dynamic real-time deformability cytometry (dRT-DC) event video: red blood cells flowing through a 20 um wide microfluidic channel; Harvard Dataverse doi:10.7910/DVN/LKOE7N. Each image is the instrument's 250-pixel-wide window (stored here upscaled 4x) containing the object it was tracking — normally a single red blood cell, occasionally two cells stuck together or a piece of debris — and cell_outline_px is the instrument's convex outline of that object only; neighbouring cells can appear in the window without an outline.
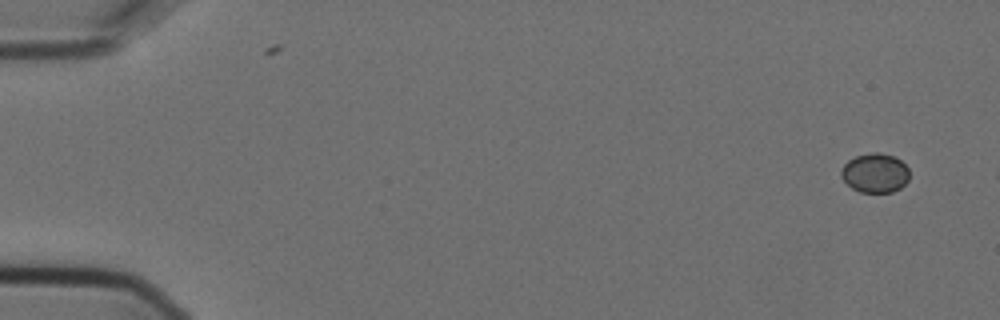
{"species": "Egyptian fruit bat (a non-hibernating species)", "species_latin": "Rousettus aegyptiacus", "temperature_condition": "cold", "stored_images_in_passage": 4, "camera_frame_rate_fps": 3000, "um_per_image_px": 0.085, "animal": {"sex": "female"}, "frame": {"image": 1, "passage_image": 1, "time_ms": 0.0, "image_size_px": [1000, 320], "cell_outline_px": [[908, 180], [900, 188], [892, 192], [860, 192], [852, 188], [840, 176], [840, 172], [844, 164], [848, 160], [856, 156], [872, 152], [880, 152], [892, 156], [900, 160], [908, 168]], "centroid_in_image_um": [74.36, 14.7], "position_along_channel_um": 10.6, "area_um2": 15.55}}